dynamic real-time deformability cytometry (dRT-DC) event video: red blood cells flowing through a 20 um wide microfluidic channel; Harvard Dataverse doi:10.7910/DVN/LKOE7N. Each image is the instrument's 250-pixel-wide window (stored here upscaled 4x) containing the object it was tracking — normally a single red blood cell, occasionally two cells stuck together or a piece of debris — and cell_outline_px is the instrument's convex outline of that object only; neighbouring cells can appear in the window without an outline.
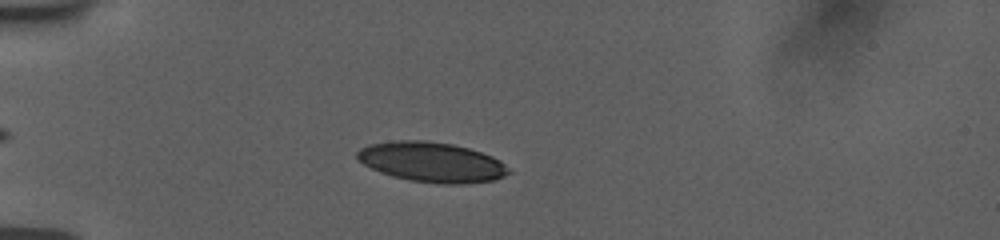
{"species": "human", "species_latin": "Homo sapiens", "temperature_condition": "room temperature", "stored_images_in_passage": 61, "camera_frame_rate_fps": 3000, "um_per_image_px": 0.085, "donor": {"sex": "female"}, "frame": {"image": 1, "passage_image": 13, "time_ms": 2.667, "image_size_px": [1000, 240], "cell_outline_px": [[512, 172], [496, 180], [468, 184], [436, 184], [408, 180], [392, 176], [380, 172], [364, 164], [356, 156], [356, 152], [372, 144], [448, 144], [468, 148], [480, 152], [504, 164]], "centroid_in_image_um": [36.79, 13.88], "position_along_channel_um": 48.2, "area_um2": 33.47}}
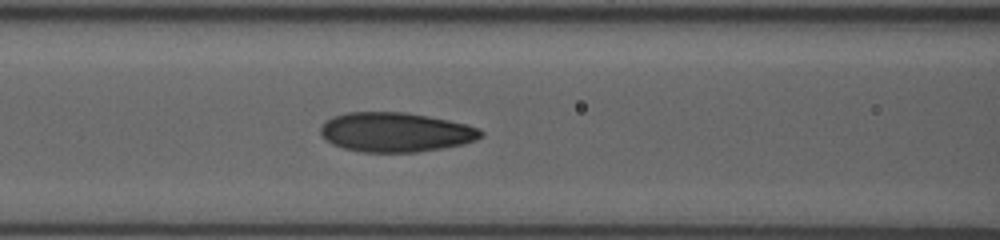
{"frame": {"image": 2, "passage_image": 34, "time_ms": 5.667, "image_size_px": [1000, 240], "cell_outline_px": [[484, 136], [464, 144], [444, 148], [416, 152], [360, 152], [344, 148], [332, 144], [320, 132], [320, 128], [328, 120], [336, 116], [348, 112], [404, 112], [448, 120], [480, 128], [484, 132]], "centroid_in_image_um": [33.67, 11.24], "position_along_channel_um": 132.9, "area_um2": 36.65}}
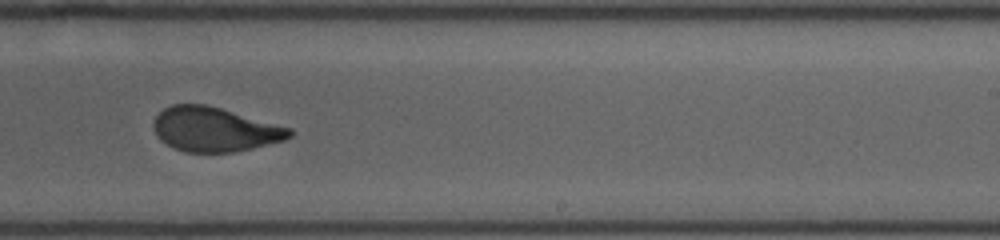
{"frame": {"image": 3, "passage_image": 60, "time_ms": 9.333, "image_size_px": [1000, 240], "cell_outline_px": [[292, 136], [284, 140], [252, 148], [232, 152], [184, 152], [160, 140], [156, 136], [152, 124], [156, 116], [164, 108], [172, 104], [204, 104], [220, 108], [292, 128]], "centroid_in_image_um": [18.22, 10.99], "position_along_channel_um": 270.8, "area_um2": 34.97}}